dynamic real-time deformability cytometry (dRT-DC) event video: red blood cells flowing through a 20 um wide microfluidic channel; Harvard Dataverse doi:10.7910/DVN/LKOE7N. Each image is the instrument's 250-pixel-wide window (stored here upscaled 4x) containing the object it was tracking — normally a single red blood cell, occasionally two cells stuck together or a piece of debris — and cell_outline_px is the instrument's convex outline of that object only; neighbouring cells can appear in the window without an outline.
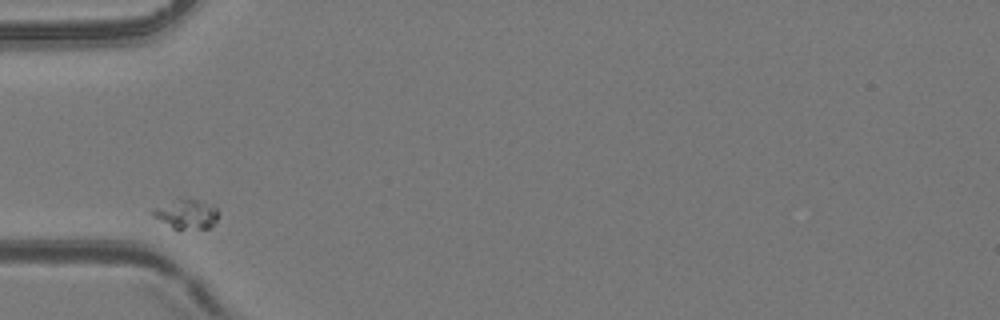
{"species": "common noctule bat (a hibernating species)", "species_latin": "Nyctalus noctula", "temperature_condition": "room temperature", "stored_images_in_passage": 4, "camera_frame_rate_fps": 3000, "um_per_image_px": 0.085, "animal": {"sex": "female", "body_mass_g": 24.6, "forearm_length_mm": 56.2}, "frame": {"image": 1, "passage_image": 1, "time_ms": 0.0, "image_size_px": [1000, 320], "cell_outline_px": [[220, 212], [216, 220], [208, 228], [172, 228], [152, 216], [148, 212], [152, 208], [180, 196], [212, 204]], "centroid_in_image_um": [15.79, 18.14], "position_along_channel_um": 69.2, "area_um2": 11.56}}
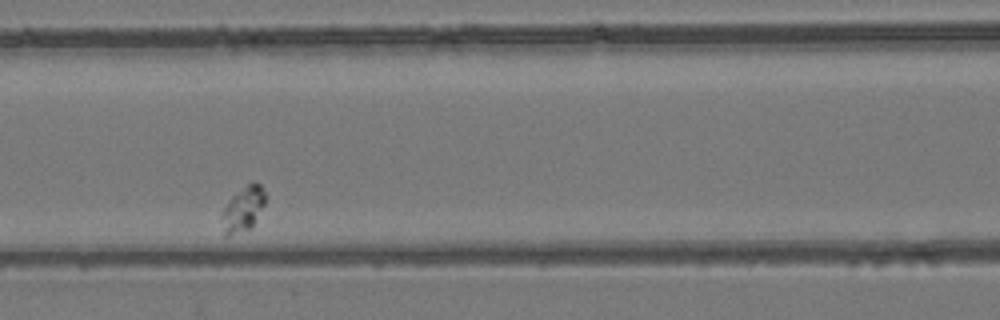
{"frame": {"image": 2, "passage_image": 3, "time_ms": 2.333, "image_size_px": [1000, 320], "cell_outline_px": [[268, 196], [264, 204], [252, 224], [248, 228], [228, 236], [224, 236], [220, 216], [220, 212], [232, 196], [248, 184], [260, 184]], "centroid_in_image_um": [20.62, 17.77], "position_along_channel_um": 146.0, "area_um2": 11.16}}
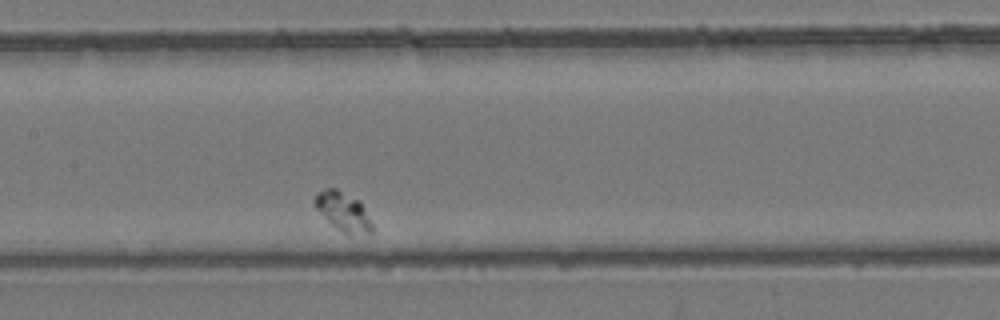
{"frame": {"image": 3, "passage_image": 4, "time_ms": 3.333, "image_size_px": [1000, 320], "cell_outline_px": [[372, 232], [348, 236], [332, 224], [316, 208], [312, 200], [316, 192], [324, 188], [336, 188], [360, 200], [372, 224]], "centroid_in_image_um": [29.15, 17.96], "position_along_channel_um": 178.2, "area_um2": 13.06}}